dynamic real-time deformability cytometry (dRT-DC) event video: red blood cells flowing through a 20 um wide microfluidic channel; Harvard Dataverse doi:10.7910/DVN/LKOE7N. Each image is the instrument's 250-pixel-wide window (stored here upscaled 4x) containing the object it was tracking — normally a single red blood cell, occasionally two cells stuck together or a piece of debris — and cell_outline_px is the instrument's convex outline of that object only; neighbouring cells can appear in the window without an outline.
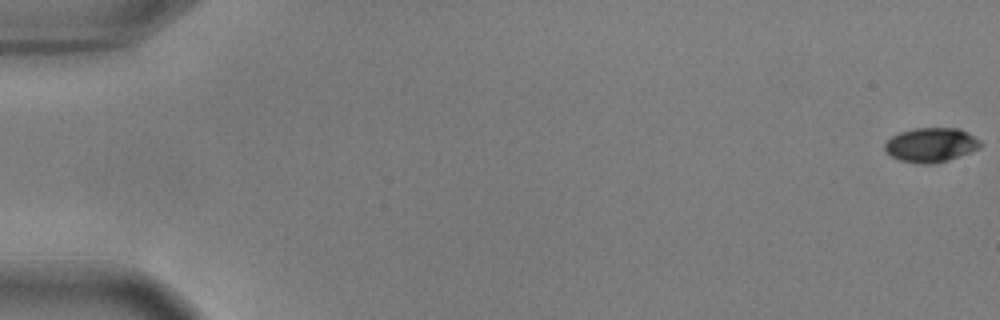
{"species": "common noctule bat (a hibernating species)", "species_latin": "Nyctalus noctula", "temperature_condition": "warm", "stored_images_in_passage": 17, "camera_frame_rate_fps": 3000, "um_per_image_px": 0.085, "animal": {"sex": "male", "body_mass_g": 17.9, "forearm_length_mm": 54.2}, "frame": {"image": 1, "passage_image": 1, "time_ms": 0.0, "image_size_px": [1000, 320], "cell_outline_px": [[984, 144], [980, 148], [948, 160], [932, 164], [920, 164], [900, 160], [892, 156], [884, 148], [884, 144], [892, 136], [900, 132], [916, 128], [960, 128], [968, 132], [980, 140]], "centroid_in_image_um": [79.17, 12.31], "position_along_channel_um": 5.8, "area_um2": 19.13}}
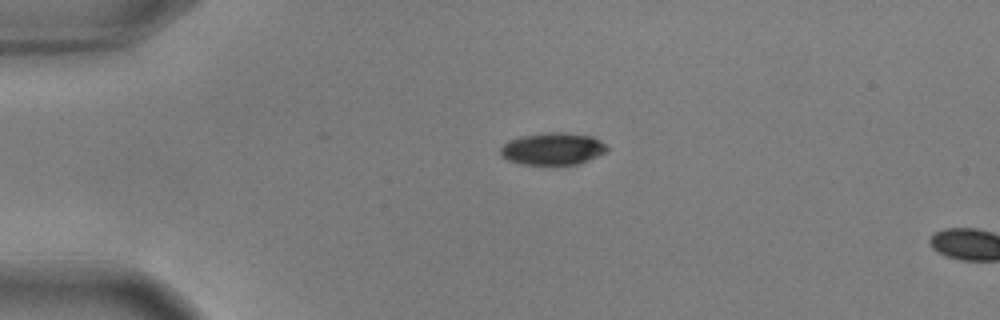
{"frame": {"image": 2, "passage_image": 14, "time_ms": 4.333, "image_size_px": [1000, 320], "cell_outline_px": [[608, 152], [588, 160], [576, 164], [520, 164], [508, 160], [500, 152], [500, 148], [508, 140], [524, 136], [548, 132], [564, 132], [592, 136], [600, 140], [608, 148]], "centroid_in_image_um": [47.01, 12.64], "position_along_channel_um": 38.0, "area_um2": 19.83}}